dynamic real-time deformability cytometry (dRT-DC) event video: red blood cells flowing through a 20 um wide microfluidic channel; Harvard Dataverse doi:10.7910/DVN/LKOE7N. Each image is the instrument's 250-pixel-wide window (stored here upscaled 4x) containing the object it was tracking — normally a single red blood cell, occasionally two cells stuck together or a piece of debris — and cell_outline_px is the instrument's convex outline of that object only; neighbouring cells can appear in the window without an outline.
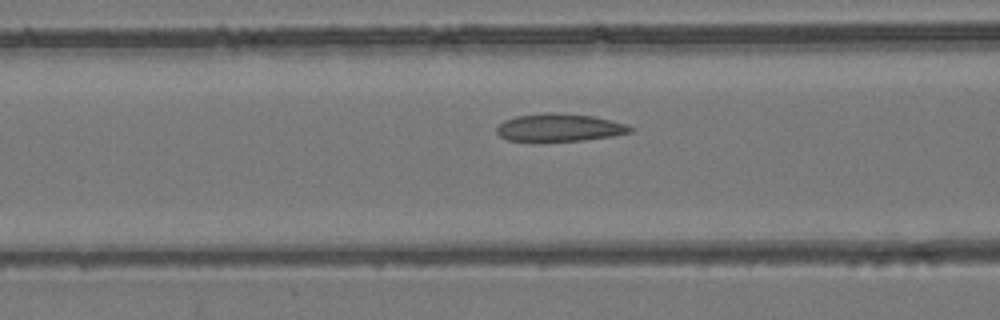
{"species": "common noctule bat (a hibernating species)", "species_latin": "Nyctalus noctula", "temperature_condition": "room temperature", "stored_images_in_passage": 23, "camera_frame_rate_fps": 3000, "um_per_image_px": 0.085, "animal": {"sex": "female", "body_mass_g": 24.6, "forearm_length_mm": 56.2}, "frame": {"image": 1, "passage_image": 19, "time_ms": 6.0, "image_size_px": [1000, 320], "cell_outline_px": [[636, 128], [632, 132], [612, 136], [584, 140], [508, 140], [500, 136], [496, 132], [496, 128], [504, 120], [516, 116], [552, 112], [556, 112], [592, 116], [628, 124]], "centroid_in_image_um": [47.6, 10.83], "position_along_channel_um": 119.0, "area_um2": 21.33}}
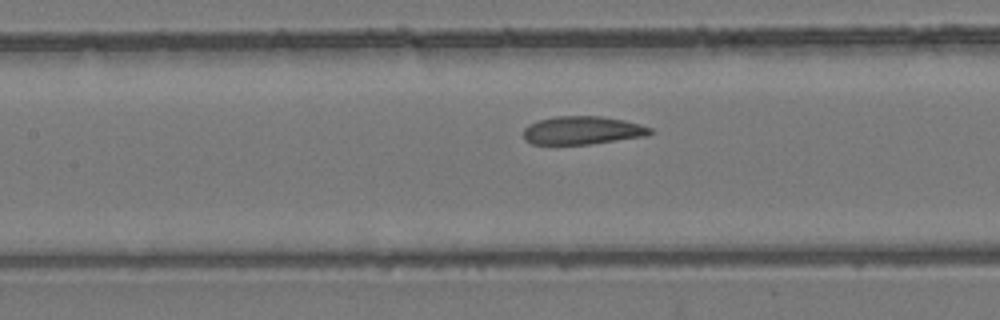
{"frame": {"image": 2, "passage_image": 22, "time_ms": 7.0, "image_size_px": [1000, 320], "cell_outline_px": [[656, 132], [648, 136], [592, 144], [532, 144], [524, 140], [524, 128], [528, 124], [540, 120], [556, 116], [600, 116], [624, 120], [640, 124], [652, 128]], "centroid_in_image_um": [49.55, 11.09], "position_along_channel_um": 157.8, "area_um2": 21.04}}